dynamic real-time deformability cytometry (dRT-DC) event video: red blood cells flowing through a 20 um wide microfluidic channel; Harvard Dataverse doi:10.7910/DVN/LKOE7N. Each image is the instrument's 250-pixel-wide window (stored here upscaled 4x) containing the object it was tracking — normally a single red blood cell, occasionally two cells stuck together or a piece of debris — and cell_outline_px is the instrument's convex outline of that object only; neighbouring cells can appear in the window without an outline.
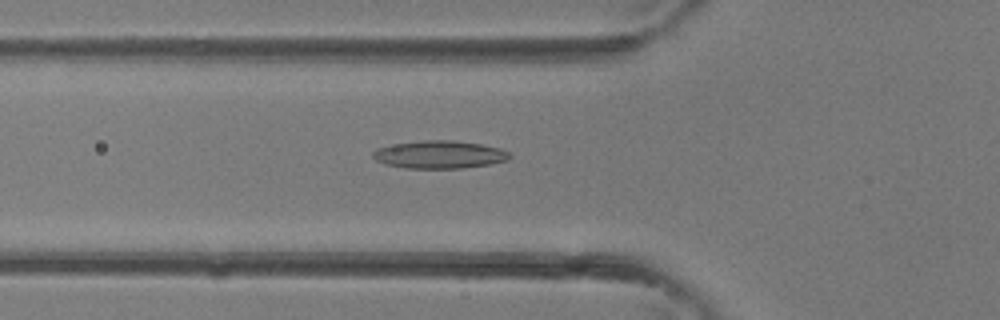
{"species": "common noctule bat (a hibernating species)", "species_latin": "Nyctalus noctula", "temperature_condition": "room temperature", "stored_images_in_passage": 39, "camera_frame_rate_fps": 3000, "um_per_image_px": 0.085, "animal": {"sex": "female"}, "frame": {"image": 1, "passage_image": 14, "time_ms": 4.333, "image_size_px": [1000, 320], "cell_outline_px": [[512, 156], [508, 160], [492, 164], [464, 168], [404, 168], [384, 164], [376, 160], [372, 156], [372, 152], [376, 148], [396, 144], [424, 140], [452, 140], [480, 144], [500, 148], [508, 152]], "centroid_in_image_um": [37.36, 13.15], "position_along_channel_um": 88.4, "area_um2": 22.2}}
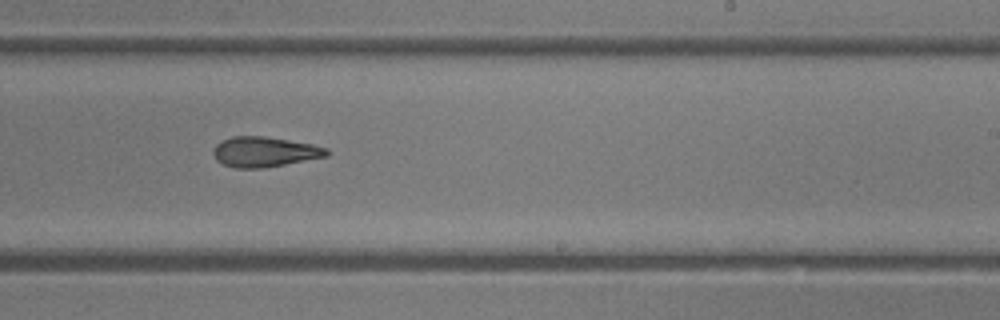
{"frame": {"image": 2, "passage_image": 24, "time_ms": 7.667, "image_size_px": [1000, 320], "cell_outline_px": [[328, 156], [284, 164], [260, 168], [236, 168], [224, 164], [216, 160], [212, 152], [212, 148], [220, 140], [232, 136], [264, 136], [312, 144], [328, 148]], "centroid_in_image_um": [22.44, 12.89], "position_along_channel_um": 266.6, "area_um2": 19.88}}
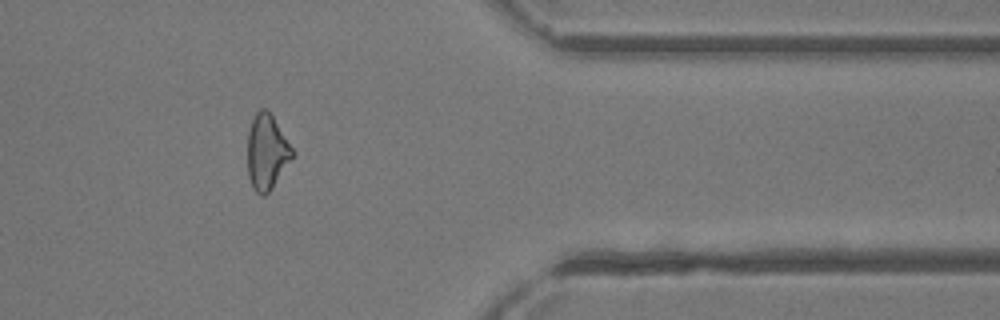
{"frame": {"image": 3, "passage_image": 32, "time_ms": 10.333, "image_size_px": [1000, 320], "cell_outline_px": [[296, 152], [272, 188], [264, 196], [260, 196], [252, 188], [248, 176], [248, 132], [252, 120], [256, 112], [260, 108], [268, 108]], "centroid_in_image_um": [22.69, 12.9], "position_along_channel_um": 388.7, "area_um2": 19.88}}